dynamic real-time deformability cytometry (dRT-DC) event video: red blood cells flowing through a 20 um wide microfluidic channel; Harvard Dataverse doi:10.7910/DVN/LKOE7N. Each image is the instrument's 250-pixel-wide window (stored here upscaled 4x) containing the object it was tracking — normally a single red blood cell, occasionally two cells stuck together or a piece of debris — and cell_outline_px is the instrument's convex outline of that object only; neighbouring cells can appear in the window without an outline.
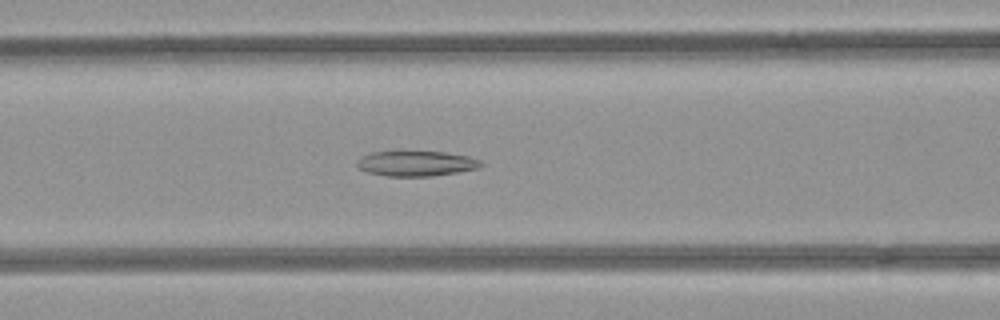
{"species": "common noctule bat (a hibernating species)", "species_latin": "Nyctalus noctula", "temperature_condition": "room temperature", "stored_images_in_passage": 53, "camera_frame_rate_fps": 3000, "um_per_image_px": 0.085, "animal": {"sex": "female", "body_mass_g": 21.9}, "frame": {"image": 1, "passage_image": 22, "time_ms": 7.0, "image_size_px": [1000, 320], "cell_outline_px": [[484, 164], [480, 168], [432, 176], [384, 176], [368, 172], [360, 168], [356, 164], [356, 160], [372, 152], [444, 152], [468, 156], [480, 160]], "centroid_in_image_um": [35.4, 13.9], "position_along_channel_um": 131.2, "area_um2": 18.03}}
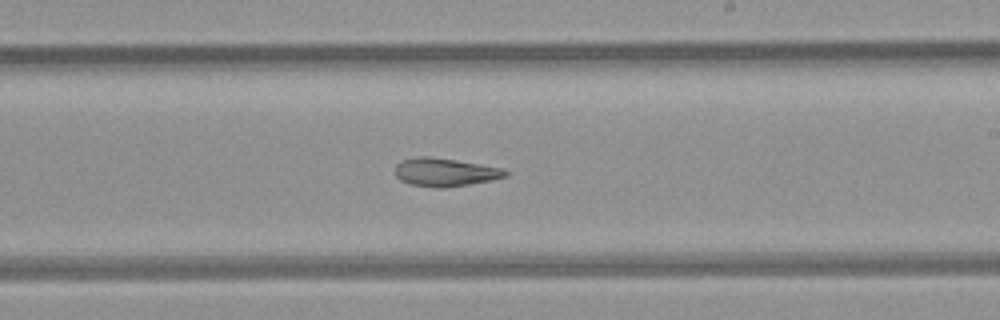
{"frame": {"image": 2, "passage_image": 31, "time_ms": 10.0, "image_size_px": [1000, 320], "cell_outline_px": [[508, 176], [468, 184], [444, 188], [440, 188], [412, 184], [400, 180], [396, 176], [396, 164], [400, 160], [416, 156], [428, 156], [456, 160], [504, 168], [508, 172]], "centroid_in_image_um": [37.81, 14.62], "position_along_channel_um": 251.2, "area_um2": 18.03}}
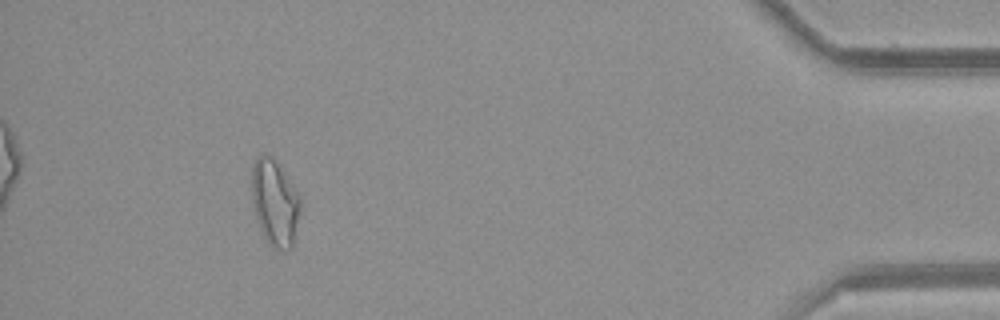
{"frame": {"image": 3, "passage_image": 48, "time_ms": 15.667, "image_size_px": [1000, 320], "cell_outline_px": [[300, 208], [292, 248], [272, 248], [264, 236], [260, 228], [256, 216], [252, 200], [252, 164], [256, 156], [264, 152], [272, 156], [300, 196]], "centroid_in_image_um": [23.34, 17.18], "position_along_channel_um": 411.9, "area_um2": 24.1}, "authors_computed_cell_mechanics": {"area_um2": 21.097, "velocity_mm_per_s": 4.0065, "shape_relaxation_time_tau1_ms": null, "shape_relaxation_time_tau2_ms": 4.9253, "deformation_change_tau1": null, "deformation_change_tau2": 0.1456}}